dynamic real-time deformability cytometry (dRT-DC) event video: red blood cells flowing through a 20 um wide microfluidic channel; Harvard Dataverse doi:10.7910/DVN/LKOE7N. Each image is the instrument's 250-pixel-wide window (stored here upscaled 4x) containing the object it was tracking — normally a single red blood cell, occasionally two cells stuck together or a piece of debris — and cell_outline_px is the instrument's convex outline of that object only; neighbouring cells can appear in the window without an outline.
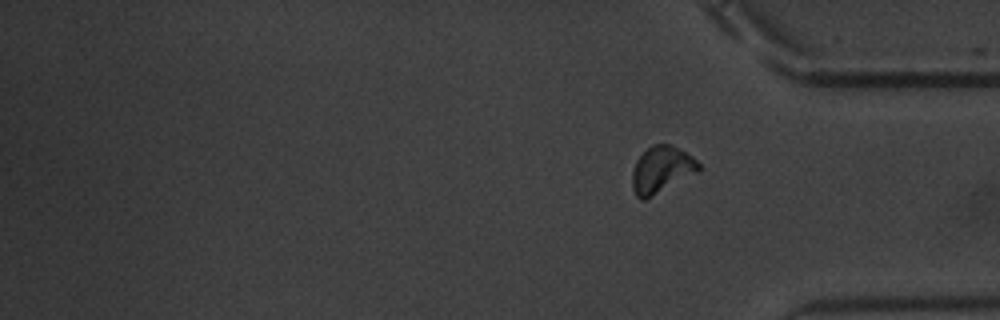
{"species": "common noctule bat (a hibernating species)", "species_latin": "Nyctalus noctula", "temperature_condition": "warm", "stored_images_in_passage": 16, "camera_frame_rate_fps": 3000, "um_per_image_px": 0.085, "animal": {"sex": "male", "body_mass_g": 20.1, "forearm_length_mm": 53.5}, "frame": {"image": 1, "passage_image": 16, "time_ms": 20.333, "image_size_px": [1000, 320], "cell_outline_px": [[700, 168], [696, 172], [652, 196], [644, 200], [640, 200], [636, 196], [632, 188], [632, 172], [636, 160], [652, 144], [668, 144], [680, 148], [692, 156], [700, 164]], "centroid_in_image_um": [56.2, 14.41], "position_along_channel_um": 379.0, "area_um2": 17.8}}